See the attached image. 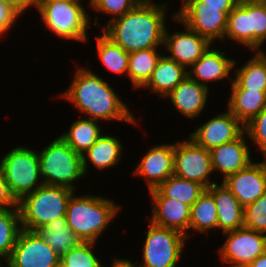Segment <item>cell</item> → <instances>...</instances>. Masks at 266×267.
<instances>
[{
  "instance_id": "6da1fadb",
  "label": "cell",
  "mask_w": 266,
  "mask_h": 267,
  "mask_svg": "<svg viewBox=\"0 0 266 267\" xmlns=\"http://www.w3.org/2000/svg\"><path fill=\"white\" fill-rule=\"evenodd\" d=\"M67 88L59 98L68 100L87 118L103 120L102 122L118 120L139 125V121L115 89L91 69L77 68L71 85Z\"/></svg>"
},
{
  "instance_id": "7a4b0ae2",
  "label": "cell",
  "mask_w": 266,
  "mask_h": 267,
  "mask_svg": "<svg viewBox=\"0 0 266 267\" xmlns=\"http://www.w3.org/2000/svg\"><path fill=\"white\" fill-rule=\"evenodd\" d=\"M167 7L166 2L137 4L123 16L109 20L102 32L128 53L161 48L167 26Z\"/></svg>"
},
{
  "instance_id": "3957f363",
  "label": "cell",
  "mask_w": 266,
  "mask_h": 267,
  "mask_svg": "<svg viewBox=\"0 0 266 267\" xmlns=\"http://www.w3.org/2000/svg\"><path fill=\"white\" fill-rule=\"evenodd\" d=\"M74 195H71L67 204V225L82 242L95 243L116 218L121 207L102 195Z\"/></svg>"
},
{
  "instance_id": "277c9868",
  "label": "cell",
  "mask_w": 266,
  "mask_h": 267,
  "mask_svg": "<svg viewBox=\"0 0 266 267\" xmlns=\"http://www.w3.org/2000/svg\"><path fill=\"white\" fill-rule=\"evenodd\" d=\"M75 191L43 184L17 202L22 229L37 231L58 217H66L67 204Z\"/></svg>"
},
{
  "instance_id": "5b68a950",
  "label": "cell",
  "mask_w": 266,
  "mask_h": 267,
  "mask_svg": "<svg viewBox=\"0 0 266 267\" xmlns=\"http://www.w3.org/2000/svg\"><path fill=\"white\" fill-rule=\"evenodd\" d=\"M82 0H43L36 6L42 22L61 40L87 42L88 29L93 21L82 6Z\"/></svg>"
},
{
  "instance_id": "8992f818",
  "label": "cell",
  "mask_w": 266,
  "mask_h": 267,
  "mask_svg": "<svg viewBox=\"0 0 266 267\" xmlns=\"http://www.w3.org/2000/svg\"><path fill=\"white\" fill-rule=\"evenodd\" d=\"M43 184L63 186L76 191L80 178L85 176L82 156L77 154L60 136L38 151Z\"/></svg>"
},
{
  "instance_id": "52a82bcc",
  "label": "cell",
  "mask_w": 266,
  "mask_h": 267,
  "mask_svg": "<svg viewBox=\"0 0 266 267\" xmlns=\"http://www.w3.org/2000/svg\"><path fill=\"white\" fill-rule=\"evenodd\" d=\"M255 52L266 38V0H239L228 14L225 39Z\"/></svg>"
},
{
  "instance_id": "ba28073f",
  "label": "cell",
  "mask_w": 266,
  "mask_h": 267,
  "mask_svg": "<svg viewBox=\"0 0 266 267\" xmlns=\"http://www.w3.org/2000/svg\"><path fill=\"white\" fill-rule=\"evenodd\" d=\"M0 171L17 202L43 185L38 152L27 146L8 151L0 160Z\"/></svg>"
},
{
  "instance_id": "9c48e42d",
  "label": "cell",
  "mask_w": 266,
  "mask_h": 267,
  "mask_svg": "<svg viewBox=\"0 0 266 267\" xmlns=\"http://www.w3.org/2000/svg\"><path fill=\"white\" fill-rule=\"evenodd\" d=\"M173 19L206 38L211 44L224 40L228 14L234 7L203 6L200 0H185Z\"/></svg>"
},
{
  "instance_id": "30bf717a",
  "label": "cell",
  "mask_w": 266,
  "mask_h": 267,
  "mask_svg": "<svg viewBox=\"0 0 266 267\" xmlns=\"http://www.w3.org/2000/svg\"><path fill=\"white\" fill-rule=\"evenodd\" d=\"M149 223L140 267H177L188 238L177 230Z\"/></svg>"
},
{
  "instance_id": "8fae6325",
  "label": "cell",
  "mask_w": 266,
  "mask_h": 267,
  "mask_svg": "<svg viewBox=\"0 0 266 267\" xmlns=\"http://www.w3.org/2000/svg\"><path fill=\"white\" fill-rule=\"evenodd\" d=\"M210 150L198 146L190 137L188 140L176 141L174 147V175L203 185L206 189L212 182Z\"/></svg>"
},
{
  "instance_id": "7c38bea8",
  "label": "cell",
  "mask_w": 266,
  "mask_h": 267,
  "mask_svg": "<svg viewBox=\"0 0 266 267\" xmlns=\"http://www.w3.org/2000/svg\"><path fill=\"white\" fill-rule=\"evenodd\" d=\"M221 234L226 240L219 247V255L227 267H247L266 251L265 233L242 227Z\"/></svg>"
},
{
  "instance_id": "4fadbf2b",
  "label": "cell",
  "mask_w": 266,
  "mask_h": 267,
  "mask_svg": "<svg viewBox=\"0 0 266 267\" xmlns=\"http://www.w3.org/2000/svg\"><path fill=\"white\" fill-rule=\"evenodd\" d=\"M2 267H60V256L37 231L21 229Z\"/></svg>"
},
{
  "instance_id": "5bb4252c",
  "label": "cell",
  "mask_w": 266,
  "mask_h": 267,
  "mask_svg": "<svg viewBox=\"0 0 266 267\" xmlns=\"http://www.w3.org/2000/svg\"><path fill=\"white\" fill-rule=\"evenodd\" d=\"M222 182L245 208L266 192V158L260 162H251Z\"/></svg>"
},
{
  "instance_id": "9a60e30c",
  "label": "cell",
  "mask_w": 266,
  "mask_h": 267,
  "mask_svg": "<svg viewBox=\"0 0 266 267\" xmlns=\"http://www.w3.org/2000/svg\"><path fill=\"white\" fill-rule=\"evenodd\" d=\"M244 125L228 110L209 119L199 126L189 137L200 147L211 150L239 138Z\"/></svg>"
},
{
  "instance_id": "2e32d148",
  "label": "cell",
  "mask_w": 266,
  "mask_h": 267,
  "mask_svg": "<svg viewBox=\"0 0 266 267\" xmlns=\"http://www.w3.org/2000/svg\"><path fill=\"white\" fill-rule=\"evenodd\" d=\"M182 25H184L183 32L175 31L171 33L166 26L163 48L170 53V55H166L168 58L188 69L212 44L206 38L189 29L185 24L182 23Z\"/></svg>"
},
{
  "instance_id": "e0dca14e",
  "label": "cell",
  "mask_w": 266,
  "mask_h": 267,
  "mask_svg": "<svg viewBox=\"0 0 266 267\" xmlns=\"http://www.w3.org/2000/svg\"><path fill=\"white\" fill-rule=\"evenodd\" d=\"M174 147L175 144L171 143L154 145L142 156L132 172L134 176L139 175L147 181L148 191L174 175Z\"/></svg>"
},
{
  "instance_id": "ac0fdd59",
  "label": "cell",
  "mask_w": 266,
  "mask_h": 267,
  "mask_svg": "<svg viewBox=\"0 0 266 267\" xmlns=\"http://www.w3.org/2000/svg\"><path fill=\"white\" fill-rule=\"evenodd\" d=\"M152 214L149 222L156 226L177 230L189 238L191 207L180 201L164 197L156 188L149 190Z\"/></svg>"
},
{
  "instance_id": "d6986e66",
  "label": "cell",
  "mask_w": 266,
  "mask_h": 267,
  "mask_svg": "<svg viewBox=\"0 0 266 267\" xmlns=\"http://www.w3.org/2000/svg\"><path fill=\"white\" fill-rule=\"evenodd\" d=\"M227 53L214 48L211 45L206 52L187 70L188 76L199 84L209 88L208 83L224 80L232 83L231 72L234 69L235 60L230 59ZM227 56V57H226Z\"/></svg>"
},
{
  "instance_id": "ffe728a7",
  "label": "cell",
  "mask_w": 266,
  "mask_h": 267,
  "mask_svg": "<svg viewBox=\"0 0 266 267\" xmlns=\"http://www.w3.org/2000/svg\"><path fill=\"white\" fill-rule=\"evenodd\" d=\"M244 132L234 141L221 144L210 150L213 171H219L224 180L227 176L246 168L253 159Z\"/></svg>"
},
{
  "instance_id": "44dd1931",
  "label": "cell",
  "mask_w": 266,
  "mask_h": 267,
  "mask_svg": "<svg viewBox=\"0 0 266 267\" xmlns=\"http://www.w3.org/2000/svg\"><path fill=\"white\" fill-rule=\"evenodd\" d=\"M210 88H207L188 75L164 98H169L174 108L186 118L201 116L206 108Z\"/></svg>"
},
{
  "instance_id": "7402d4cb",
  "label": "cell",
  "mask_w": 266,
  "mask_h": 267,
  "mask_svg": "<svg viewBox=\"0 0 266 267\" xmlns=\"http://www.w3.org/2000/svg\"><path fill=\"white\" fill-rule=\"evenodd\" d=\"M214 183L207 190L217 206L218 230L225 233L244 227V207L232 192L222 183Z\"/></svg>"
},
{
  "instance_id": "603a6c76",
  "label": "cell",
  "mask_w": 266,
  "mask_h": 267,
  "mask_svg": "<svg viewBox=\"0 0 266 267\" xmlns=\"http://www.w3.org/2000/svg\"><path fill=\"white\" fill-rule=\"evenodd\" d=\"M123 145L116 136L103 132L98 140L82 155V167L85 176L88 174V165L91 163L98 171H104L118 165L122 160ZM90 162V163H88Z\"/></svg>"
},
{
  "instance_id": "cb8c5ba5",
  "label": "cell",
  "mask_w": 266,
  "mask_h": 267,
  "mask_svg": "<svg viewBox=\"0 0 266 267\" xmlns=\"http://www.w3.org/2000/svg\"><path fill=\"white\" fill-rule=\"evenodd\" d=\"M187 69L176 61L161 55L152 76L143 87L153 91L160 99L168 95L186 76Z\"/></svg>"
},
{
  "instance_id": "d4e9b609",
  "label": "cell",
  "mask_w": 266,
  "mask_h": 267,
  "mask_svg": "<svg viewBox=\"0 0 266 267\" xmlns=\"http://www.w3.org/2000/svg\"><path fill=\"white\" fill-rule=\"evenodd\" d=\"M266 106V91L241 89L234 81L227 102L229 110L243 125Z\"/></svg>"
},
{
  "instance_id": "484cf974",
  "label": "cell",
  "mask_w": 266,
  "mask_h": 267,
  "mask_svg": "<svg viewBox=\"0 0 266 267\" xmlns=\"http://www.w3.org/2000/svg\"><path fill=\"white\" fill-rule=\"evenodd\" d=\"M104 131L98 120L86 118L72 121L68 131L60 137L79 155L84 153L98 140Z\"/></svg>"
},
{
  "instance_id": "4316f807",
  "label": "cell",
  "mask_w": 266,
  "mask_h": 267,
  "mask_svg": "<svg viewBox=\"0 0 266 267\" xmlns=\"http://www.w3.org/2000/svg\"><path fill=\"white\" fill-rule=\"evenodd\" d=\"M41 237L61 257L82 241L67 225L66 217H58L37 230Z\"/></svg>"
},
{
  "instance_id": "83f0119b",
  "label": "cell",
  "mask_w": 266,
  "mask_h": 267,
  "mask_svg": "<svg viewBox=\"0 0 266 267\" xmlns=\"http://www.w3.org/2000/svg\"><path fill=\"white\" fill-rule=\"evenodd\" d=\"M157 49L159 50L151 48L129 53L127 76L131 79L133 88H143L151 78L156 63L162 55Z\"/></svg>"
},
{
  "instance_id": "f1b7e54d",
  "label": "cell",
  "mask_w": 266,
  "mask_h": 267,
  "mask_svg": "<svg viewBox=\"0 0 266 267\" xmlns=\"http://www.w3.org/2000/svg\"><path fill=\"white\" fill-rule=\"evenodd\" d=\"M236 66L237 61L234 65L233 81L241 89L266 91V60L254 53L244 65L239 68Z\"/></svg>"
},
{
  "instance_id": "f546056e",
  "label": "cell",
  "mask_w": 266,
  "mask_h": 267,
  "mask_svg": "<svg viewBox=\"0 0 266 267\" xmlns=\"http://www.w3.org/2000/svg\"><path fill=\"white\" fill-rule=\"evenodd\" d=\"M203 232L218 229L217 206L211 193L206 189L191 206L189 230Z\"/></svg>"
},
{
  "instance_id": "4dcf8cb0",
  "label": "cell",
  "mask_w": 266,
  "mask_h": 267,
  "mask_svg": "<svg viewBox=\"0 0 266 267\" xmlns=\"http://www.w3.org/2000/svg\"><path fill=\"white\" fill-rule=\"evenodd\" d=\"M164 197L192 206L206 188L198 182L170 176L156 188Z\"/></svg>"
},
{
  "instance_id": "1f68e13d",
  "label": "cell",
  "mask_w": 266,
  "mask_h": 267,
  "mask_svg": "<svg viewBox=\"0 0 266 267\" xmlns=\"http://www.w3.org/2000/svg\"><path fill=\"white\" fill-rule=\"evenodd\" d=\"M101 33L99 36L96 35V51L102 61L101 63H103L102 65L115 74L127 75L129 53L114 43L103 32Z\"/></svg>"
},
{
  "instance_id": "d6a6232c",
  "label": "cell",
  "mask_w": 266,
  "mask_h": 267,
  "mask_svg": "<svg viewBox=\"0 0 266 267\" xmlns=\"http://www.w3.org/2000/svg\"><path fill=\"white\" fill-rule=\"evenodd\" d=\"M22 227L18 209L0 211V265L11 256ZM4 260V261H3Z\"/></svg>"
},
{
  "instance_id": "836d02e7",
  "label": "cell",
  "mask_w": 266,
  "mask_h": 267,
  "mask_svg": "<svg viewBox=\"0 0 266 267\" xmlns=\"http://www.w3.org/2000/svg\"><path fill=\"white\" fill-rule=\"evenodd\" d=\"M95 245L93 242H81L60 257V267H104L94 252Z\"/></svg>"
},
{
  "instance_id": "e575fe53",
  "label": "cell",
  "mask_w": 266,
  "mask_h": 267,
  "mask_svg": "<svg viewBox=\"0 0 266 267\" xmlns=\"http://www.w3.org/2000/svg\"><path fill=\"white\" fill-rule=\"evenodd\" d=\"M244 227L266 234V192L244 208Z\"/></svg>"
},
{
  "instance_id": "d590c367",
  "label": "cell",
  "mask_w": 266,
  "mask_h": 267,
  "mask_svg": "<svg viewBox=\"0 0 266 267\" xmlns=\"http://www.w3.org/2000/svg\"><path fill=\"white\" fill-rule=\"evenodd\" d=\"M244 130L266 158V106L244 125Z\"/></svg>"
},
{
  "instance_id": "8d00e7d4",
  "label": "cell",
  "mask_w": 266,
  "mask_h": 267,
  "mask_svg": "<svg viewBox=\"0 0 266 267\" xmlns=\"http://www.w3.org/2000/svg\"><path fill=\"white\" fill-rule=\"evenodd\" d=\"M88 4L98 13L112 15L110 20L123 16L137 5L135 0H89Z\"/></svg>"
},
{
  "instance_id": "74e56055",
  "label": "cell",
  "mask_w": 266,
  "mask_h": 267,
  "mask_svg": "<svg viewBox=\"0 0 266 267\" xmlns=\"http://www.w3.org/2000/svg\"><path fill=\"white\" fill-rule=\"evenodd\" d=\"M20 16L10 5L0 2V36L9 32Z\"/></svg>"
},
{
  "instance_id": "f35d334b",
  "label": "cell",
  "mask_w": 266,
  "mask_h": 267,
  "mask_svg": "<svg viewBox=\"0 0 266 267\" xmlns=\"http://www.w3.org/2000/svg\"><path fill=\"white\" fill-rule=\"evenodd\" d=\"M6 209H18L17 201L11 194L5 178L0 171V211Z\"/></svg>"
},
{
  "instance_id": "ab89813d",
  "label": "cell",
  "mask_w": 266,
  "mask_h": 267,
  "mask_svg": "<svg viewBox=\"0 0 266 267\" xmlns=\"http://www.w3.org/2000/svg\"><path fill=\"white\" fill-rule=\"evenodd\" d=\"M0 2L10 5L20 15H22L30 6L34 5L33 0H0Z\"/></svg>"
},
{
  "instance_id": "60d3db41",
  "label": "cell",
  "mask_w": 266,
  "mask_h": 267,
  "mask_svg": "<svg viewBox=\"0 0 266 267\" xmlns=\"http://www.w3.org/2000/svg\"><path fill=\"white\" fill-rule=\"evenodd\" d=\"M203 2V6L212 7H235L239 0H200Z\"/></svg>"
},
{
  "instance_id": "b9f144b4",
  "label": "cell",
  "mask_w": 266,
  "mask_h": 267,
  "mask_svg": "<svg viewBox=\"0 0 266 267\" xmlns=\"http://www.w3.org/2000/svg\"><path fill=\"white\" fill-rule=\"evenodd\" d=\"M112 261L111 267H140L137 262L134 264L130 259L114 257Z\"/></svg>"
},
{
  "instance_id": "7bdbcfd3",
  "label": "cell",
  "mask_w": 266,
  "mask_h": 267,
  "mask_svg": "<svg viewBox=\"0 0 266 267\" xmlns=\"http://www.w3.org/2000/svg\"><path fill=\"white\" fill-rule=\"evenodd\" d=\"M247 267H266V251L262 255L258 256Z\"/></svg>"
},
{
  "instance_id": "ee69618b",
  "label": "cell",
  "mask_w": 266,
  "mask_h": 267,
  "mask_svg": "<svg viewBox=\"0 0 266 267\" xmlns=\"http://www.w3.org/2000/svg\"><path fill=\"white\" fill-rule=\"evenodd\" d=\"M265 41H266V38L263 40V42H261L262 47H263V44L266 43ZM255 53H256L259 57H261L262 59L266 60V51H264V49H262L261 47H259V48L255 51Z\"/></svg>"
},
{
  "instance_id": "f6af8a7d",
  "label": "cell",
  "mask_w": 266,
  "mask_h": 267,
  "mask_svg": "<svg viewBox=\"0 0 266 267\" xmlns=\"http://www.w3.org/2000/svg\"><path fill=\"white\" fill-rule=\"evenodd\" d=\"M137 4H156L153 3L154 0H135Z\"/></svg>"
},
{
  "instance_id": "bcb514c9",
  "label": "cell",
  "mask_w": 266,
  "mask_h": 267,
  "mask_svg": "<svg viewBox=\"0 0 266 267\" xmlns=\"http://www.w3.org/2000/svg\"><path fill=\"white\" fill-rule=\"evenodd\" d=\"M34 1V6L35 7L40 1H43V0H33ZM59 1H72V0H59Z\"/></svg>"
}]
</instances>
